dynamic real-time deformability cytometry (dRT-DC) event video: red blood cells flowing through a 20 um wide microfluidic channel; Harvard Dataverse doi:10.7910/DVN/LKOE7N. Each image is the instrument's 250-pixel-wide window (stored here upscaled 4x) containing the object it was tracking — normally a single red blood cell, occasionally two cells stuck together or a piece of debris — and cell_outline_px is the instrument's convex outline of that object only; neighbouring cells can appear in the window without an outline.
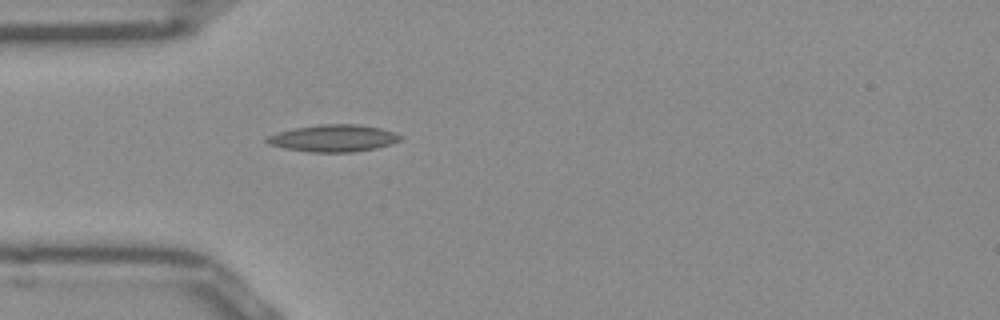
{"species": "Egyptian fruit bat (a non-hibernating species)", "species_latin": "Rousettus aegyptiacus", "temperature_condition": "room temperature", "stored_images_in_passage": 37, "camera_frame_rate_fps": 3000, "um_per_image_px": 0.085, "frame": {"image": 1, "passage_image": 1, "time_ms": 0.0, "image_size_px": [1000, 320], "cell_outline_px": [[404, 136], [400, 140], [376, 148], [352, 152], [312, 152], [284, 148], [268, 144], [264, 140], [268, 136], [280, 132], [296, 128], [320, 124], [356, 124], [380, 128], [396, 132]], "centroid_in_image_um": [28.36, 11.75], "position_along_channel_um": 56.6, "area_um2": 20.87}}
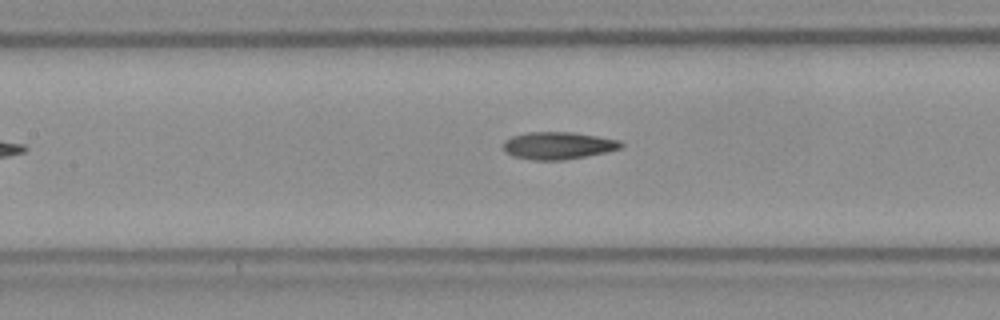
{"frame": {"image": 2, "passage_image": 9, "time_ms": 2.667, "image_size_px": [1000, 320], "cell_outline_px": [[624, 144], [620, 148], [604, 152], [564, 160], [536, 160], [512, 156], [504, 152], [504, 140], [512, 136], [528, 132], [572, 132], [620, 140]], "centroid_in_image_um": [47.4, 12.37], "position_along_channel_um": 160.0, "area_um2": 18.61}}
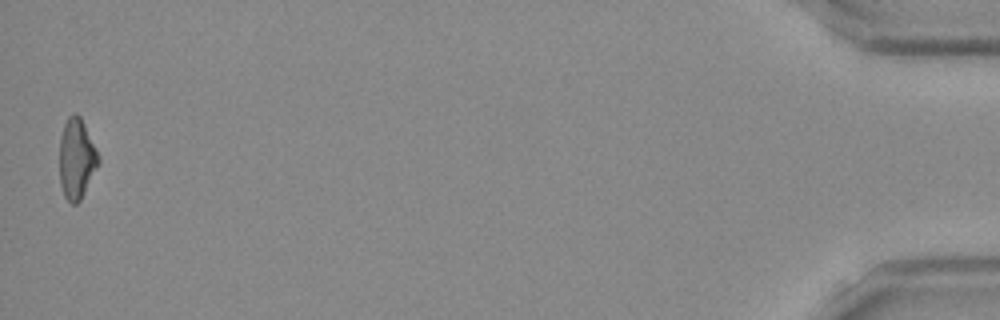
{"frame": {"image": 3, "passage_image": 37, "time_ms": 12.0, "image_size_px": [1000, 320], "cell_outline_px": [[100, 164], [80, 200], [76, 204], [72, 204], [64, 196], [60, 184], [60, 136], [64, 124], [68, 116], [72, 112], [76, 112], [80, 116], [100, 156]], "centroid_in_image_um": [6.52, 13.48], "position_along_channel_um": 428.7, "area_um2": 18.38}, "authors_computed_cell_mechanics": {"area_um2": 18.3226, "velocity_mm_per_s": 3.9489, "shape_relaxation_time_tau1_ms": null, "shape_relaxation_time_tau2_ms": 3.9529, "deformation_change_tau1": null, "deformation_change_tau2": 0.1298}}